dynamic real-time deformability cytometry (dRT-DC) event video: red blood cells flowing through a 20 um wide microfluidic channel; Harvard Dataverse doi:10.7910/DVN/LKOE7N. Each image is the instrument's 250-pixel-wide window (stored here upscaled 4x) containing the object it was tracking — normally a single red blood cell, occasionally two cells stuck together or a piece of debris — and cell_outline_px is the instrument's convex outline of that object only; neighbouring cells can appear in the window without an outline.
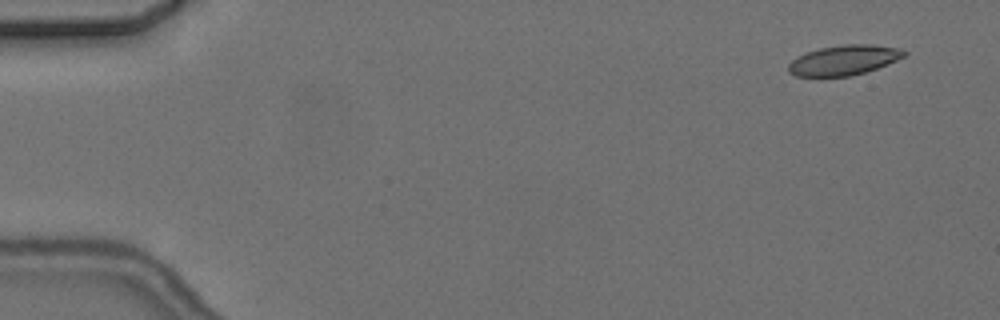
{"species": "common noctule bat (a hibernating species)", "species_latin": "Nyctalus noctula", "temperature_condition": "cold", "stored_images_in_passage": 7, "camera_frame_rate_fps": 3000, "um_per_image_px": 0.085, "animal": {"sex": "female", "body_mass_g": 24.6, "forearm_length_mm": 56.2}, "frame": {"image": 1, "passage_image": 1, "time_ms": 0.0, "image_size_px": [1000, 320], "cell_outline_px": [[908, 52], [904, 56], [896, 60], [876, 68], [864, 72], [848, 76], [796, 76], [788, 72], [788, 64], [796, 56], [820, 48], [844, 44], [872, 44], [900, 48]], "centroid_in_image_um": [71.71, 5.1], "position_along_channel_um": 13.3, "area_um2": 20.06}}
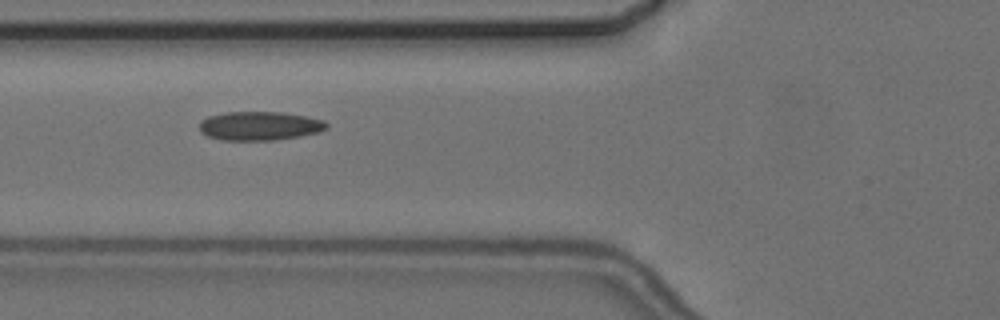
{"frame": {"image": 2, "passage_image": 6, "time_ms": 6.0, "image_size_px": [1000, 320], "cell_outline_px": [[328, 128], [320, 132], [300, 136], [272, 140], [220, 140], [208, 136], [200, 132], [200, 120], [208, 116], [228, 112], [280, 112], [304, 116], [324, 120], [328, 124]], "centroid_in_image_um": [22.06, 10.7], "position_along_channel_um": 103.7, "area_um2": 21.39}}
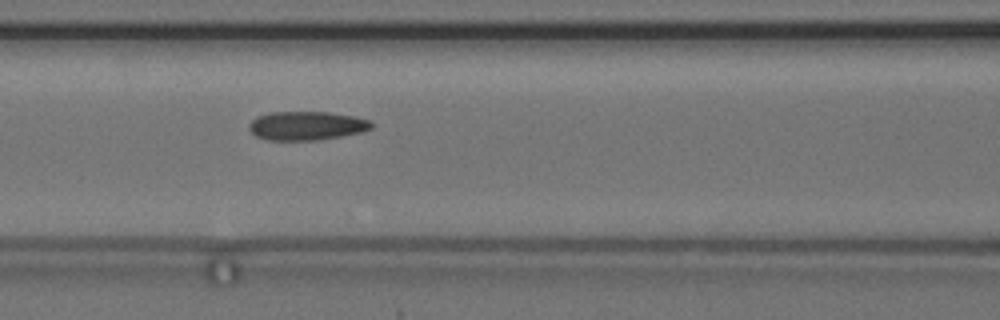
{"frame": {"image": 3, "passage_image": 7, "time_ms": 7.0, "image_size_px": [1000, 320], "cell_outline_px": [[372, 128], [360, 132], [320, 140], [268, 140], [256, 136], [248, 128], [248, 124], [256, 116], [272, 112], [328, 112], [356, 116], [372, 120]], "centroid_in_image_um": [26.06, 10.68], "position_along_channel_um": 140.5, "area_um2": 20.63}}